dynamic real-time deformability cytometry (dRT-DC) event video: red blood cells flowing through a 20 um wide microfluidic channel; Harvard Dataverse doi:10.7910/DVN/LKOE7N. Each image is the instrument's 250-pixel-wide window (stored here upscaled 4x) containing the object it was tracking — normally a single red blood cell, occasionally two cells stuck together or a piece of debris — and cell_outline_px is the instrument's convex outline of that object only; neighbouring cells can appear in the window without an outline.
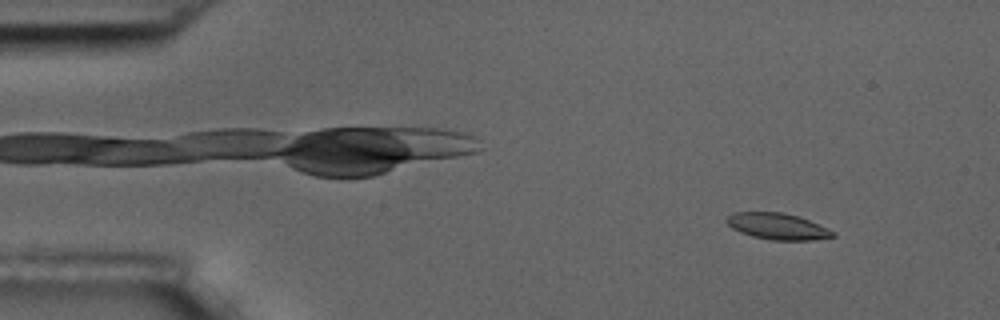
{"species": "common noctule bat (a hibernating species)", "species_latin": "Nyctalus noctula", "temperature_condition": "room temperature", "stored_images_in_passage": 56, "camera_frame_rate_fps": 3000, "um_per_image_px": 0.085, "animal": {"sex": "male", "body_mass_g": 17.5, "forearm_length_mm": 52.3}, "frame": {"image": 1, "passage_image": 6, "time_ms": 1.667, "image_size_px": [1000, 320], "cell_outline_px": [[836, 236], [812, 240], [772, 240], [752, 236], [740, 232], [732, 228], [724, 220], [732, 212], [784, 212], [800, 216], [836, 232]], "centroid_in_image_um": [66.09, 19.23], "position_along_channel_um": 18.9, "area_um2": 16.42}}
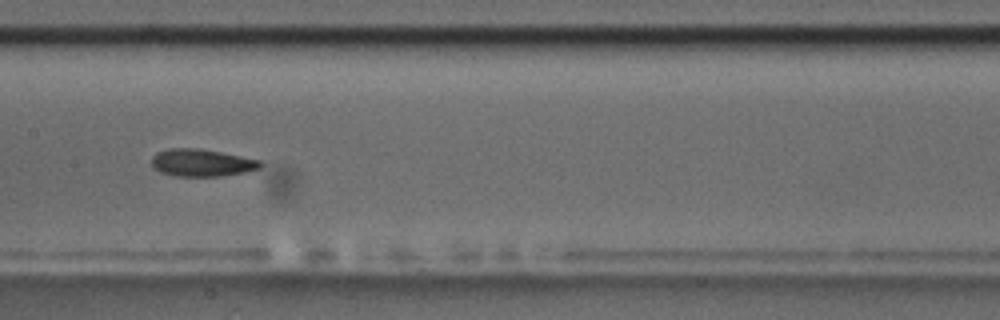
{"frame": {"image": 2, "passage_image": 28, "time_ms": 9.0, "image_size_px": [1000, 320], "cell_outline_px": [[264, 164], [260, 168], [244, 172], [220, 176], [176, 176], [160, 172], [152, 168], [152, 156], [156, 152], [172, 148], [200, 148], [260, 160]], "centroid_in_image_um": [17.12, 13.83], "position_along_channel_um": 190.3, "area_um2": 17.34}}
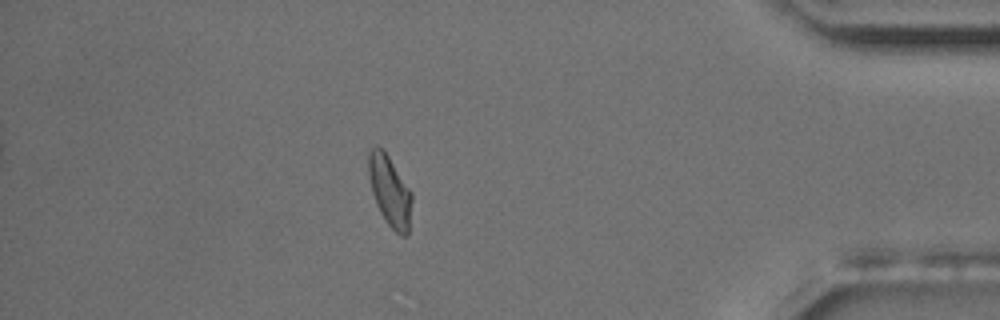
{"frame": {"image": 3, "passage_image": 49, "time_ms": 16.0, "image_size_px": [1000, 320], "cell_outline_px": [[412, 200], [408, 232], [404, 236], [400, 236], [388, 224], [380, 212], [372, 192], [368, 176], [368, 152], [376, 144], [384, 148], [412, 192]], "centroid_in_image_um": [33.12, 16.17], "position_along_channel_um": 402.1, "area_um2": 17.98}, "authors_computed_cell_mechanics": {"area_um2": 17.1377, "velocity_mm_per_s": 3.6148, "shape_relaxation_time_tau1_ms": 8.7783, "shape_relaxation_time_tau2_ms": 3.7039, "deformation_change_tau1": 0.1862, "deformation_change_tau2": 0.0919}}